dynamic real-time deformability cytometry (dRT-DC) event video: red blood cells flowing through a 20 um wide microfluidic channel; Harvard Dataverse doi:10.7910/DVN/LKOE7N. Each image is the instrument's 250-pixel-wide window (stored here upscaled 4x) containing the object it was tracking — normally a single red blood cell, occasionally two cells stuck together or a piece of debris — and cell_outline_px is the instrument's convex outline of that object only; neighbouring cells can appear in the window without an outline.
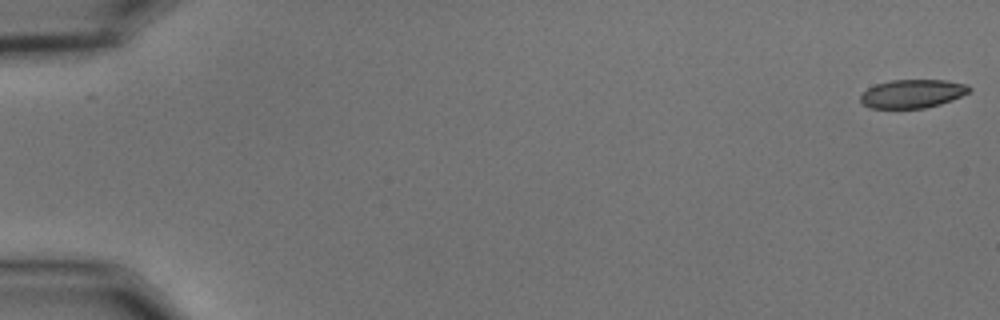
{"species": "common noctule bat (a hibernating species)", "species_latin": "Nyctalus noctula", "temperature_condition": "cold", "stored_images_in_passage": 9, "camera_frame_rate_fps": 3000, "um_per_image_px": 0.085, "animal": {"sex": "male", "body_mass_g": 15.6}, "frame": {"image": 1, "passage_image": 1, "time_ms": 0.0, "image_size_px": [1000, 320], "cell_outline_px": [[972, 88], [968, 92], [952, 100], [940, 104], [924, 108], [872, 108], [864, 104], [860, 100], [860, 96], [868, 88], [876, 84], [892, 80], [948, 80], [968, 84]], "centroid_in_image_um": [77.58, 7.95], "position_along_channel_um": 7.4, "area_um2": 17.98}}